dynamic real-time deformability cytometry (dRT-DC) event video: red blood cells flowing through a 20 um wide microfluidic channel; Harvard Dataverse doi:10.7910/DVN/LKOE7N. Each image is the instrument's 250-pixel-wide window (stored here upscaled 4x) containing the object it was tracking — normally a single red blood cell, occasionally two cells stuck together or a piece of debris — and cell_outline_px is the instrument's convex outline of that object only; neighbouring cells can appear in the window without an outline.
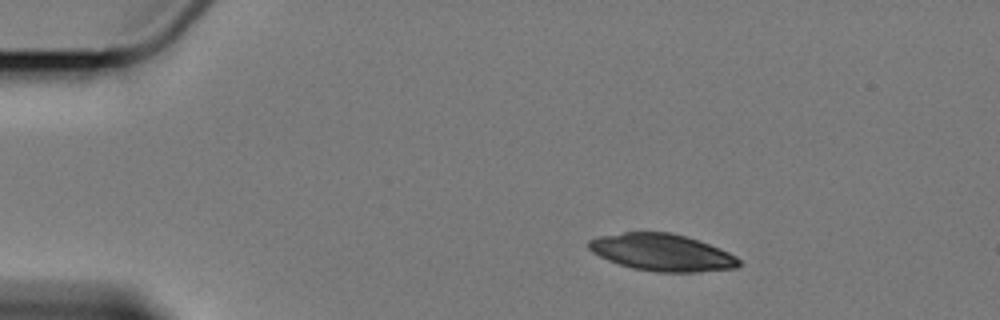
{"species": "Egyptian fruit bat (a non-hibernating species)", "species_latin": "Rousettus aegyptiacus", "temperature_condition": "cold", "stored_images_in_passage": 7, "camera_frame_rate_fps": 3000, "um_per_image_px": 0.085, "animal": {"sex": "female"}, "frame": {"image": 1, "passage_image": 1, "time_ms": 0.0, "image_size_px": [1000, 320], "cell_outline_px": [[744, 264], [736, 268], [696, 272], [656, 272], [632, 268], [608, 260], [592, 252], [588, 248], [588, 240], [600, 236], [624, 232], [672, 232], [720, 248], [736, 256]], "centroid_in_image_um": [56.29, 21.46], "position_along_channel_um": 28.7, "area_um2": 32.37}}
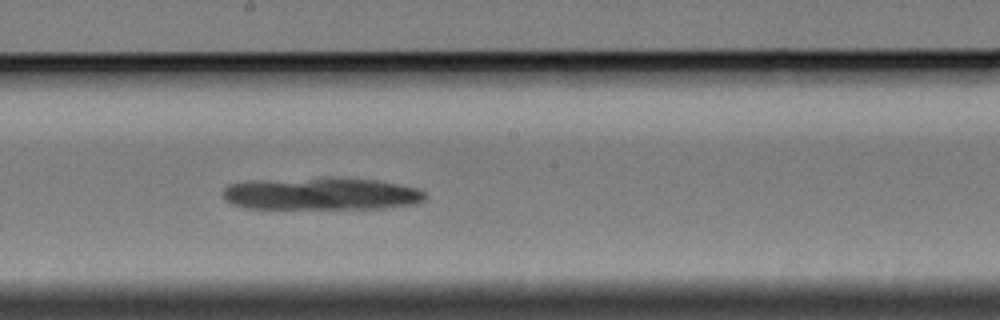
{"frame": {"image": 2, "passage_image": 7, "time_ms": 7.667, "image_size_px": [1000, 320], "cell_outline_px": [[428, 196], [424, 200], [416, 204], [384, 208], [244, 208], [232, 204], [224, 196], [224, 188], [228, 184], [248, 180], [376, 180], [400, 184], [420, 188]], "centroid_in_image_um": [27.35, 16.5], "position_along_channel_um": 220.9, "area_um2": 37.17}}